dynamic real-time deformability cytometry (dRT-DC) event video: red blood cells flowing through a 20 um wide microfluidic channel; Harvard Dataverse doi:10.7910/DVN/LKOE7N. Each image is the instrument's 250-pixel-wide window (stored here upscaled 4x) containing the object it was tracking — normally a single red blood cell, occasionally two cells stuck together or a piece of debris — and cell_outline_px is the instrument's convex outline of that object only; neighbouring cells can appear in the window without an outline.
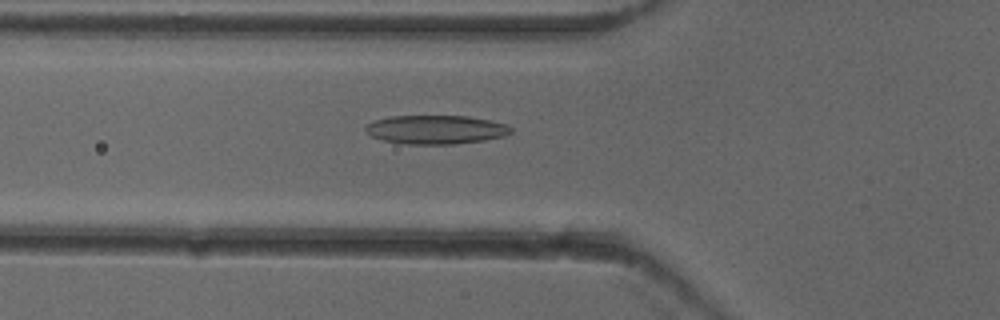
{"species": "common noctule bat (a hibernating species)", "species_latin": "Nyctalus noctula", "temperature_condition": "cold", "stored_images_in_passage": 52, "camera_frame_rate_fps": 3000, "um_per_image_px": 0.085, "animal": {"sex": "female"}, "frame": {"image": 1, "passage_image": 19, "time_ms": 6.0, "image_size_px": [1000, 320], "cell_outline_px": [[512, 132], [504, 136], [484, 140], [452, 144], [408, 144], [384, 140], [372, 136], [364, 128], [368, 124], [376, 120], [392, 116], [468, 116], [492, 120], [508, 124], [512, 128]], "centroid_in_image_um": [37.11, 11.01], "position_along_channel_um": 88.7, "area_um2": 24.28}}
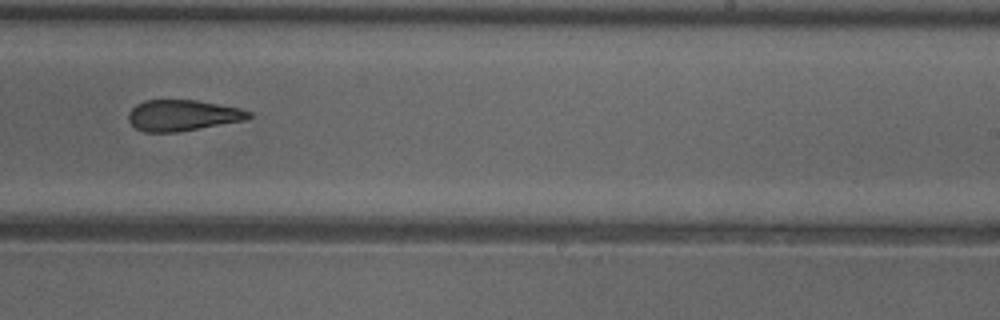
{"frame": {"image": 2, "passage_image": 33, "time_ms": 10.667, "image_size_px": [1000, 320], "cell_outline_px": [[252, 116], [244, 120], [176, 132], [144, 132], [136, 128], [128, 120], [128, 112], [136, 104], [144, 100], [196, 100], [240, 108], [252, 112]], "centroid_in_image_um": [15.49, 9.8], "position_along_channel_um": 273.5, "area_um2": 21.62}}
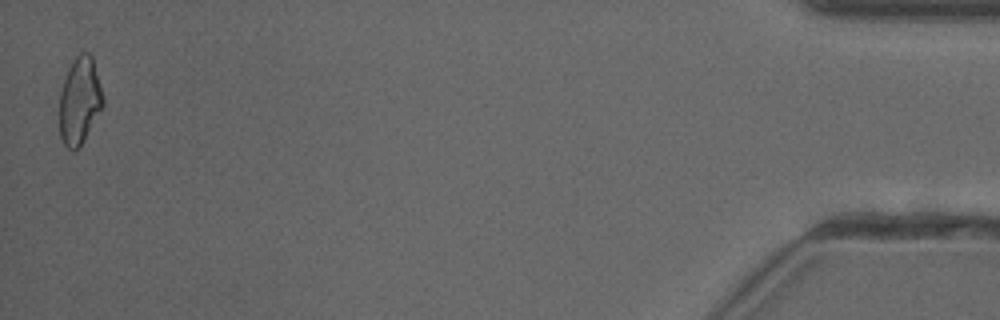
{"frame": {"image": 3, "passage_image": 52, "time_ms": 17.0, "image_size_px": [1000, 320], "cell_outline_px": [[104, 108], [80, 144], [72, 152], [64, 144], [60, 136], [60, 92], [68, 68], [76, 56], [80, 52], [88, 52], [92, 56], [104, 96]], "centroid_in_image_um": [6.79, 8.54], "position_along_channel_um": 428.4, "area_um2": 22.08}, "authors_computed_cell_mechanics": {"area_um2": 23.0911, "velocity_mm_per_s": 3.9406, "shape_relaxation_time_tau1_ms": 8.1005, "shape_relaxation_time_tau2_ms": 3.6697, "deformation_change_tau1": 0.1934, "deformation_change_tau2": 0.1241}}